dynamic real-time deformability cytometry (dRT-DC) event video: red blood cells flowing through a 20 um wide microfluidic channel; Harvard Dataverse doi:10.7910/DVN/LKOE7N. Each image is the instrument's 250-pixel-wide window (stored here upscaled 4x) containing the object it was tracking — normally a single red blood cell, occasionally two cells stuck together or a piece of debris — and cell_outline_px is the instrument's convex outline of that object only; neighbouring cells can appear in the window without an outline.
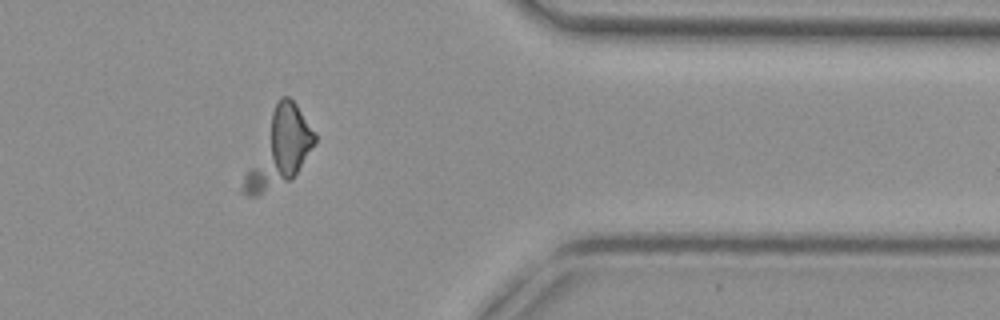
{"species": "common noctule bat (a hibernating species)", "species_latin": "Nyctalus noctula", "temperature_condition": "cold", "stored_images_in_passage": 50, "camera_frame_rate_fps": 3000, "um_per_image_px": 0.085, "animal": {"sex": "female", "body_mass_g": 29.2, "forearm_length_mm": 56.3}, "frame": {"image": 1, "passage_image": 40, "time_ms": 13.0, "image_size_px": [1000, 320], "cell_outline_px": [[316, 140], [292, 180], [260, 196], [248, 196], [240, 192], [240, 188], [244, 176], [272, 112], [280, 96], [288, 96], [296, 104], [316, 132]], "centroid_in_image_um": [23.74, 12.71], "position_along_channel_um": 387.7, "area_um2": 30.63}}